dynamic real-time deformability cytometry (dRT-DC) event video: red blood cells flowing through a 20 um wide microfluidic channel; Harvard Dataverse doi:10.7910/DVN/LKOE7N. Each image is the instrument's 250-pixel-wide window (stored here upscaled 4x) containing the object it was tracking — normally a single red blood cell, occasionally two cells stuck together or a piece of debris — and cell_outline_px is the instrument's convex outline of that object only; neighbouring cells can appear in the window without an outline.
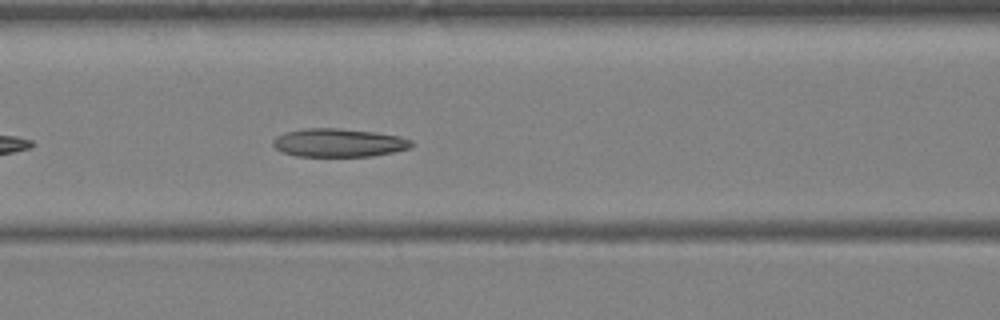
{"species": "Egyptian fruit bat (a non-hibernating species)", "species_latin": "Rousettus aegyptiacus", "temperature_condition": "warm", "stored_images_in_passage": 21, "camera_frame_rate_fps": 3000, "um_per_image_px": 0.085, "animal": {"sex": "female"}, "frame": {"image": 1, "passage_image": 6, "time_ms": 1.667, "image_size_px": [1000, 320], "cell_outline_px": [[412, 148], [372, 156], [296, 156], [284, 152], [276, 148], [272, 144], [272, 140], [276, 136], [284, 132], [308, 128], [336, 128], [376, 132], [400, 136], [412, 140]], "centroid_in_image_um": [28.8, 12.13], "position_along_channel_um": 137.8, "area_um2": 22.89}}
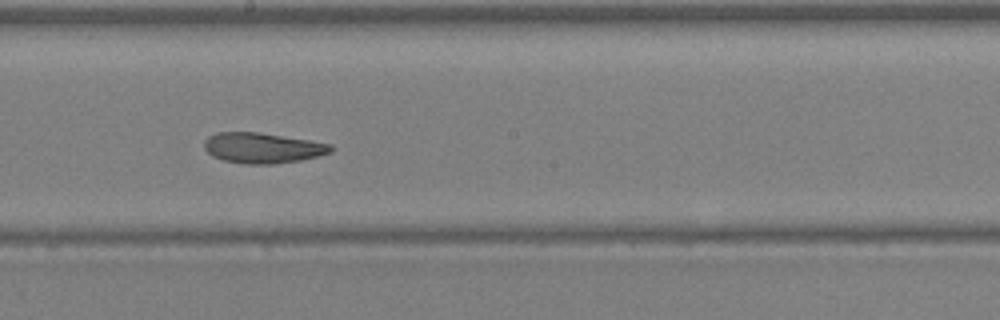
{"frame": {"image": 2, "passage_image": 11, "time_ms": 3.333, "image_size_px": [1000, 320], "cell_outline_px": [[332, 152], [320, 156], [300, 160], [272, 164], [244, 164], [224, 160], [212, 156], [204, 148], [204, 140], [208, 136], [216, 132], [256, 132], [308, 140], [332, 144]], "centroid_in_image_um": [22.3, 12.57], "position_along_channel_um": 225.9, "area_um2": 22.43}}
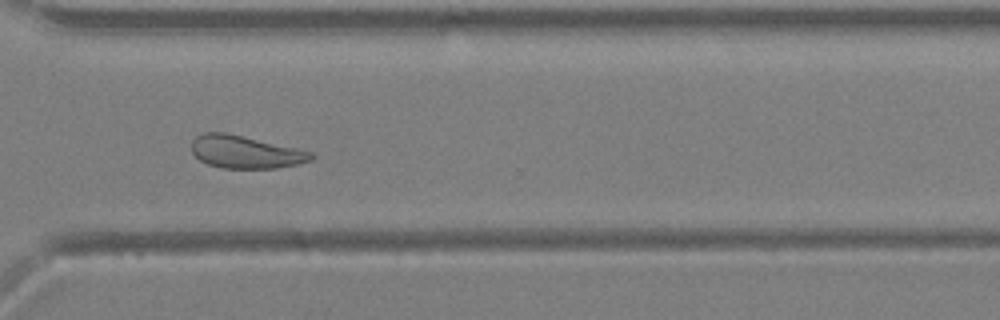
{"frame": {"image": 3, "passage_image": 18, "time_ms": 5.667, "image_size_px": [1000, 320], "cell_outline_px": [[316, 156], [312, 160], [296, 164], [276, 168], [220, 168], [208, 164], [200, 160], [192, 152], [192, 140], [196, 136], [204, 132], [224, 132], [296, 148], [312, 152]], "centroid_in_image_um": [20.84, 12.92], "position_along_channel_um": 349.8, "area_um2": 22.6}}